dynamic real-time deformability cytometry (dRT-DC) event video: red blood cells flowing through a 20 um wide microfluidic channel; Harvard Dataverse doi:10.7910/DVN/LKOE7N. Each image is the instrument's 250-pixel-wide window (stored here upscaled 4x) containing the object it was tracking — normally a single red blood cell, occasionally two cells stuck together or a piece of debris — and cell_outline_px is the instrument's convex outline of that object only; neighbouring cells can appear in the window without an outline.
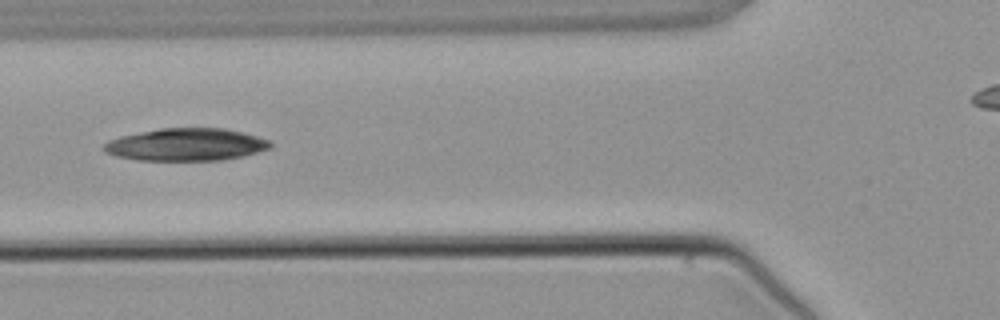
{"species": "common noctule bat (a hibernating species)", "species_latin": "Nyctalus noctula", "temperature_condition": "warm", "stored_images_in_passage": 4, "camera_frame_rate_fps": 3000, "um_per_image_px": 0.085, "animal": {"sex": "male", "body_mass_g": 21.5, "forearm_length_mm": 52.0}, "frame": {"image": 1, "passage_image": 4, "time_ms": 3.667, "image_size_px": [1000, 320], "cell_outline_px": [[272, 148], [244, 156], [224, 160], [136, 160], [116, 156], [104, 152], [100, 148], [108, 140], [120, 136], [160, 128], [224, 128], [256, 136], [268, 140], [272, 144]], "centroid_in_image_um": [15.79, 12.29], "position_along_channel_um": 110.0, "area_um2": 31.62}}